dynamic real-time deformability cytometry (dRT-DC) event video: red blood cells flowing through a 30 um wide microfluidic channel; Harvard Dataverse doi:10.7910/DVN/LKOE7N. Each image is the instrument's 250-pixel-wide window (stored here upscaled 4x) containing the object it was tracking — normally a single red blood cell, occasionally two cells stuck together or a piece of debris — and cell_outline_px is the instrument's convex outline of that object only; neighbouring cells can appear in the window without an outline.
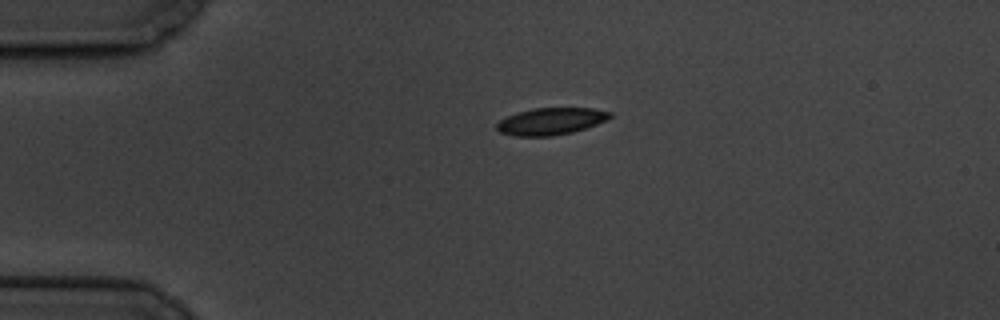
{"species": "common noctule bat (a hibernating species)", "species_latin": "Nyctalus noctula", "temperature_condition": "cold", "stored_images_in_passage": 2, "camera_frame_rate_fps": 3000, "um_per_image_px": 0.085, "animal": {"sex": "male", "body_mass_g": 19.5, "forearm_length_mm": 54.6}, "frame": {"image": 1, "passage_image": 1, "time_ms": 0.0, "image_size_px": [1000, 320], "cell_outline_px": [[612, 116], [608, 120], [572, 132], [552, 136], [516, 136], [500, 132], [496, 128], [496, 124], [500, 120], [508, 116], [532, 108], [592, 108], [612, 112]], "centroid_in_image_um": [46.84, 10.31], "position_along_channel_um": 38.2, "area_um2": 17.69}}